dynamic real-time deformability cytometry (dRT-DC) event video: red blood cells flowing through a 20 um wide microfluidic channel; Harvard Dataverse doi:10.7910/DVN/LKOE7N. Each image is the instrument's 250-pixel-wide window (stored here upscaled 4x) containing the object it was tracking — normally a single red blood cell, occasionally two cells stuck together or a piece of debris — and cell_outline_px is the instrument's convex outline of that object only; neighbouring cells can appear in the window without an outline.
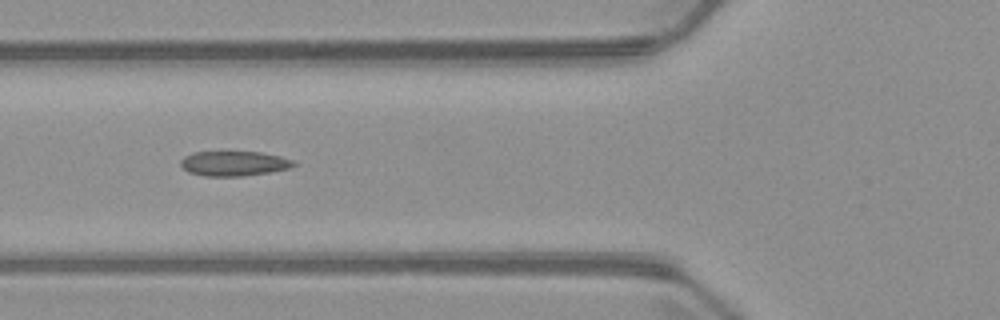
{"species": "common noctule bat (a hibernating species)", "species_latin": "Nyctalus noctula", "temperature_condition": "warm", "stored_images_in_passage": 6, "camera_frame_rate_fps": 3000, "um_per_image_px": 0.085, "animal": {"sex": "male", "body_mass_g": 23.1, "forearm_length_mm": 52.7}, "frame": {"image": 1, "passage_image": 5, "time_ms": 5.333, "image_size_px": [1000, 320], "cell_outline_px": [[296, 164], [288, 168], [268, 172], [244, 176], [204, 176], [188, 172], [180, 164], [180, 160], [184, 156], [192, 152], [260, 152], [280, 156], [292, 160]], "centroid_in_image_um": [19.84, 13.89], "position_along_channel_um": 106.0, "area_um2": 16.24}}
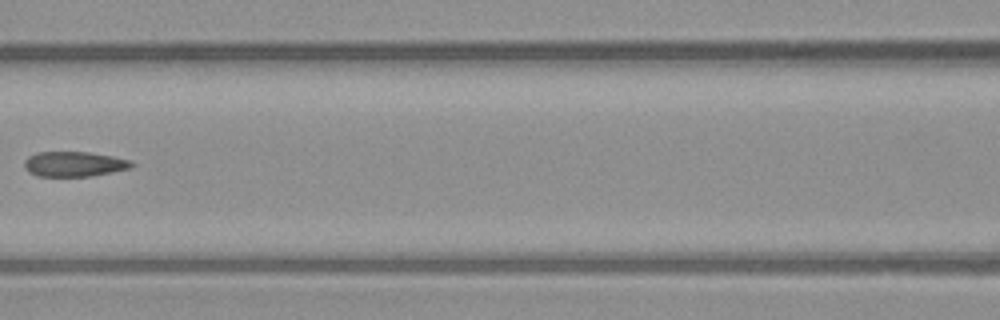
{"frame": {"image": 2, "passage_image": 6, "time_ms": 6.667, "image_size_px": [1000, 320], "cell_outline_px": [[136, 164], [132, 168], [112, 172], [88, 176], [36, 176], [28, 172], [24, 164], [24, 160], [28, 156], [36, 152], [88, 152], [112, 156], [132, 160]], "centroid_in_image_um": [6.32, 13.94], "position_along_channel_um": 160.3, "area_um2": 15.78}}